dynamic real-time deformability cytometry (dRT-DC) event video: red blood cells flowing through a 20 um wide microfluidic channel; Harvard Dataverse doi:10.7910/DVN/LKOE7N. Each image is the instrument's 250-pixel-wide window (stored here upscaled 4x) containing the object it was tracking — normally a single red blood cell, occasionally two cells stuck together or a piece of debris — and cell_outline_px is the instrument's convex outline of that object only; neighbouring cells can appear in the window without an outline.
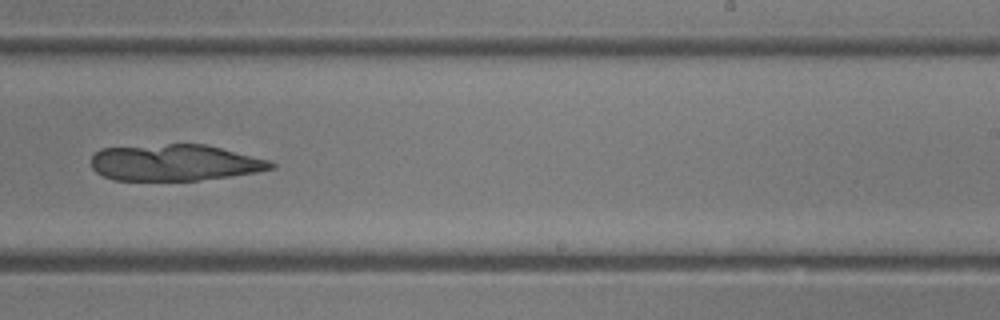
{"species": "common noctule bat (a hibernating species)", "species_latin": "Nyctalus noctula", "temperature_condition": "room temperature", "stored_images_in_passage": 23, "camera_frame_rate_fps": 3000, "um_per_image_px": 0.085, "animal": {"sex": "female"}, "frame": {"image": 1, "passage_image": 13, "time_ms": 4.0, "image_size_px": [1000, 320], "cell_outline_px": [[276, 168], [256, 172], [200, 180], [112, 180], [96, 172], [92, 168], [92, 156], [100, 148], [168, 144], [204, 144], [268, 160], [276, 164]], "centroid_in_image_um": [14.82, 13.83], "position_along_channel_um": 274.2, "area_um2": 37.86}}
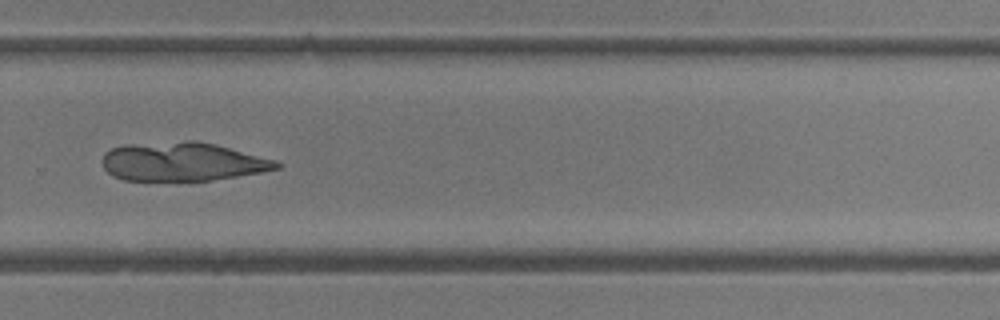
{"frame": {"image": 2, "passage_image": 15, "time_ms": 4.667, "image_size_px": [1000, 320], "cell_outline_px": [[284, 164], [280, 168], [260, 172], [212, 180], [124, 180], [112, 176], [104, 168], [104, 152], [112, 148], [128, 144], [188, 140], [196, 140], [216, 144], [276, 160]], "centroid_in_image_um": [15.54, 13.73], "position_along_channel_um": 314.3, "area_um2": 39.25}}